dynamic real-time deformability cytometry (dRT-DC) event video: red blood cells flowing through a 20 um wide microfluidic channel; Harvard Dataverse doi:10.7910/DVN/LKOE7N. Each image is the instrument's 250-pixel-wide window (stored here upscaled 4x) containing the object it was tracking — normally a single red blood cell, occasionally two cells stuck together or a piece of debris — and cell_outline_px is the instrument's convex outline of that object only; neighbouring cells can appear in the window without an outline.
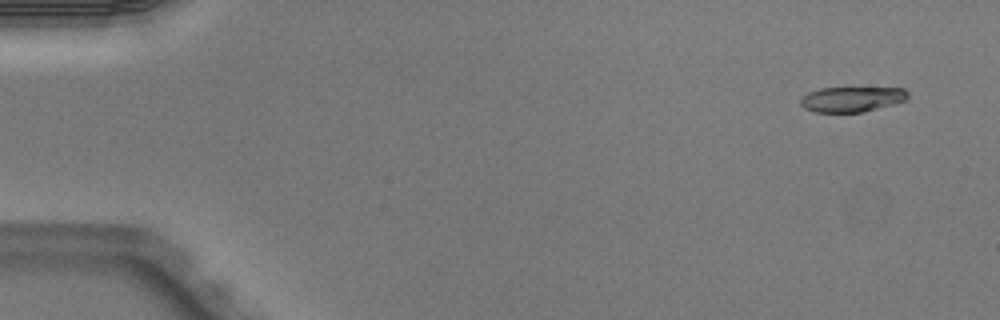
{"species": "Egyptian fruit bat (a non-hibernating species)", "species_latin": "Rousettus aegyptiacus", "temperature_condition": "warm", "stored_images_in_passage": 5, "camera_frame_rate_fps": 3000, "um_per_image_px": 0.085, "animal": {"sex": "male"}, "frame": {"image": 1, "passage_image": 1, "time_ms": 0.0, "image_size_px": [1000, 320], "cell_outline_px": [[908, 100], [860, 112], [812, 112], [804, 108], [800, 104], [800, 100], [808, 92], [820, 88], [904, 88], [908, 92]], "centroid_in_image_um": [72.39, 8.43], "position_along_channel_um": 12.6, "area_um2": 15.66}}
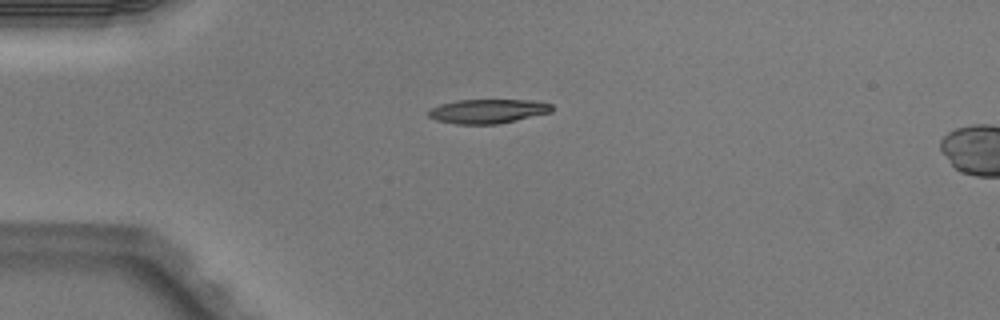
{"frame": {"image": 2, "passage_image": 4, "time_ms": 1.0, "image_size_px": [1000, 320], "cell_outline_px": [[552, 112], [516, 120], [496, 124], [456, 124], [436, 120], [428, 116], [428, 112], [432, 108], [440, 104], [456, 100], [532, 100], [552, 104]], "centroid_in_image_um": [41.46, 9.45], "position_along_channel_um": 43.5, "area_um2": 17.34}}